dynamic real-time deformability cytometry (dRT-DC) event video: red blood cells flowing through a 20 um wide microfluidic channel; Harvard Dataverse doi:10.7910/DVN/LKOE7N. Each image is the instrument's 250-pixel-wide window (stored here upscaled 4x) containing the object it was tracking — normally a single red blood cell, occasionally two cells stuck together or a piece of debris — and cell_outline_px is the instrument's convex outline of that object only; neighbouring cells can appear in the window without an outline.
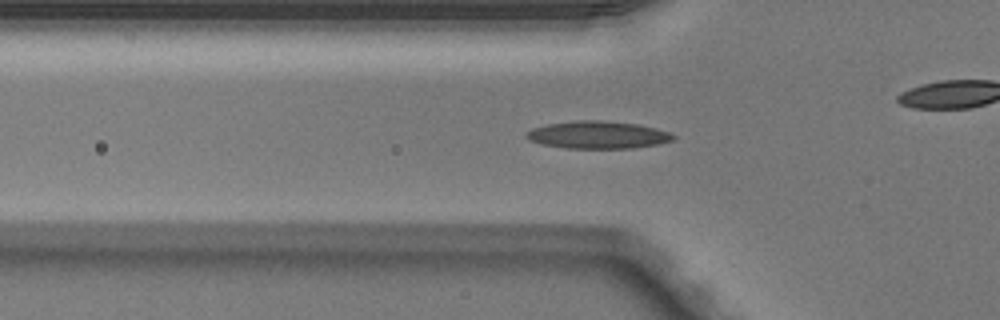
{"species": "Egyptian fruit bat (a non-hibernating species)", "species_latin": "Rousettus aegyptiacus", "temperature_condition": "warm", "stored_images_in_passage": 44, "camera_frame_rate_fps": 3000, "um_per_image_px": 0.085, "animal": {"sex": "male"}, "frame": {"image": 1, "passage_image": 10, "time_ms": 3.0, "image_size_px": [1000, 320], "cell_outline_px": [[676, 136], [672, 140], [656, 144], [632, 148], [568, 148], [544, 144], [532, 140], [524, 136], [524, 132], [532, 128], [548, 124], [580, 120], [600, 120], [640, 124], [656, 128], [668, 132]], "centroid_in_image_um": [50.81, 11.45], "position_along_channel_um": 75.0, "area_um2": 23.29}}
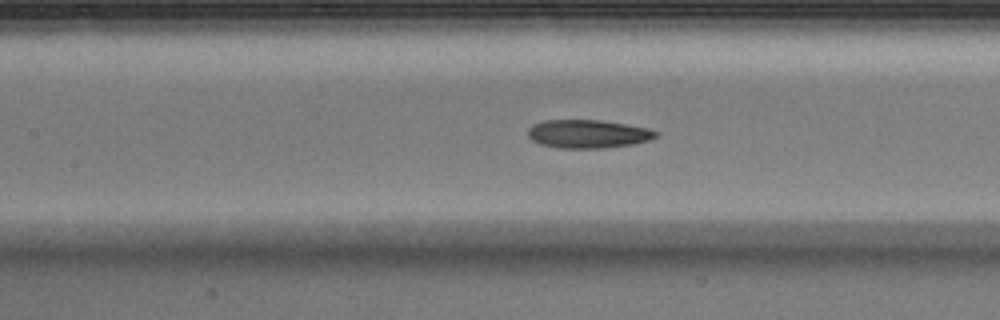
{"frame": {"image": 2, "passage_image": 16, "time_ms": 5.0, "image_size_px": [1000, 320], "cell_outline_px": [[660, 132], [656, 136], [648, 140], [632, 144], [604, 148], [560, 148], [540, 144], [532, 140], [528, 136], [528, 128], [532, 124], [544, 120], [600, 120], [648, 128]], "centroid_in_image_um": [49.95, 11.38], "position_along_channel_um": 157.5, "area_um2": 21.1}}
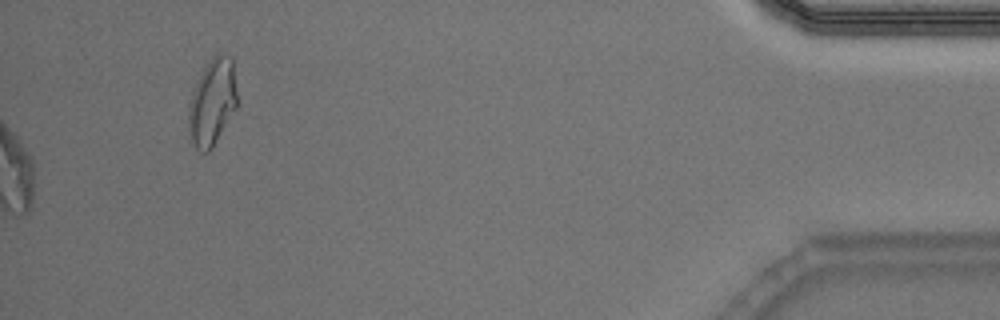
{"frame": {"image": 3, "passage_image": 44, "time_ms": 14.333, "image_size_px": [1000, 320], "cell_outline_px": [[236, 108], [212, 148], [208, 152], [200, 152], [192, 144], [188, 136], [188, 104], [192, 92], [208, 60], [216, 52], [232, 56], [236, 92]], "centroid_in_image_um": [18.01, 8.69], "position_along_channel_um": 417.2, "area_um2": 24.68}, "authors_computed_cell_mechanics": {"area_um2": 21.8484, "velocity_mm_per_s": 4.069, "shape_relaxation_time_tau1_ms": null, "shape_relaxation_time_tau2_ms": 2.8826, "deformation_change_tau1": null, "deformation_change_tau2": 0.1006}}